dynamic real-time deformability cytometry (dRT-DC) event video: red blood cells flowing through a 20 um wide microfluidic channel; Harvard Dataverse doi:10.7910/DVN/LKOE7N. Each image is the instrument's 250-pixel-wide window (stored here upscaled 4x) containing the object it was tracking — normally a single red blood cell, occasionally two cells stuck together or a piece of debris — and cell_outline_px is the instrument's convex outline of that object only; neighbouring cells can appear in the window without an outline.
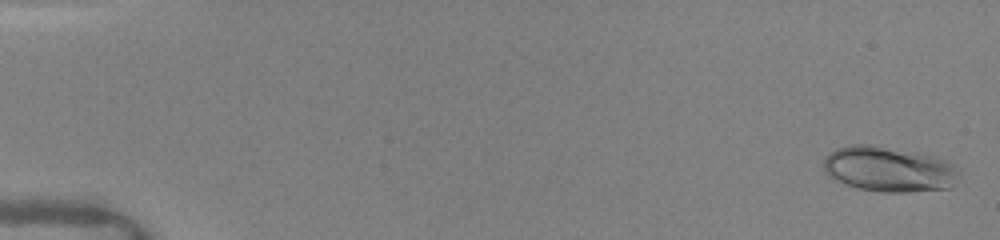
{"species": "human", "species_latin": "Homo sapiens", "temperature_condition": "warm", "stored_images_in_passage": 17, "camera_frame_rate_fps": 3000, "um_per_image_px": 0.085, "donor": {"sex": "female"}, "frame": {"image": 1, "passage_image": 1, "time_ms": 0.0, "image_size_px": [1000, 240], "cell_outline_px": [[960, 172], [948, 188], [908, 192], [884, 192], [856, 188], [844, 184], [828, 176], [824, 172], [824, 156], [828, 152], [836, 148], [848, 144], [876, 144], [936, 156], [948, 160], [956, 164]], "centroid_in_image_um": [75.52, 14.35], "position_along_channel_um": 9.5, "area_um2": 36.36}}
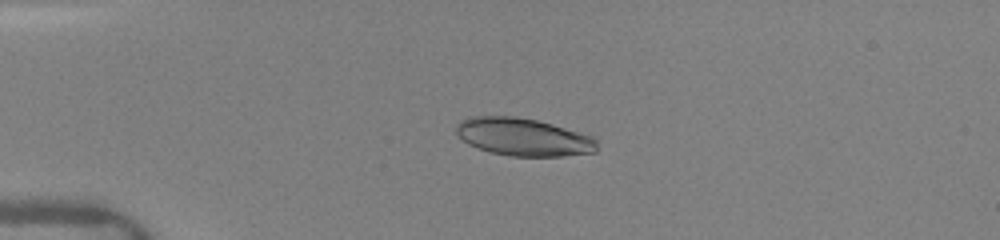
{"frame": {"image": 2, "passage_image": 8, "time_ms": 3.667, "image_size_px": [1000, 240], "cell_outline_px": [[596, 152], [564, 156], [512, 156], [492, 152], [468, 144], [456, 132], [456, 124], [460, 120], [468, 116], [516, 116], [536, 120], [552, 124], [592, 136], [596, 140]], "centroid_in_image_um": [44.47, 11.63], "position_along_channel_um": 40.5, "area_um2": 30.81}}
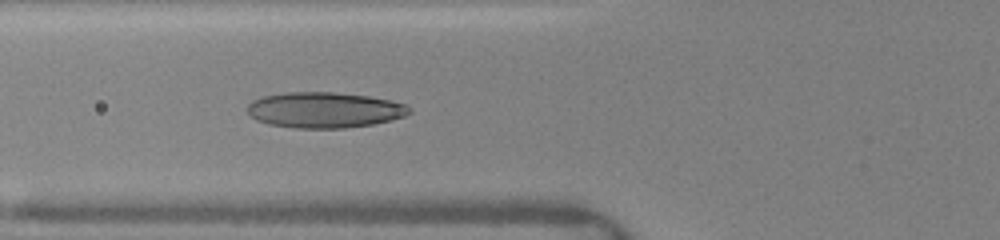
{"frame": {"image": 3, "passage_image": 16, "time_ms": 6.0, "image_size_px": [1000, 240], "cell_outline_px": [[412, 112], [404, 116], [372, 124], [344, 128], [296, 128], [268, 124], [256, 120], [248, 112], [248, 104], [252, 100], [264, 96], [284, 92], [332, 92], [368, 96], [392, 100], [404, 104], [412, 108]], "centroid_in_image_um": [27.57, 9.34], "position_along_channel_um": 98.2, "area_um2": 33.64}}